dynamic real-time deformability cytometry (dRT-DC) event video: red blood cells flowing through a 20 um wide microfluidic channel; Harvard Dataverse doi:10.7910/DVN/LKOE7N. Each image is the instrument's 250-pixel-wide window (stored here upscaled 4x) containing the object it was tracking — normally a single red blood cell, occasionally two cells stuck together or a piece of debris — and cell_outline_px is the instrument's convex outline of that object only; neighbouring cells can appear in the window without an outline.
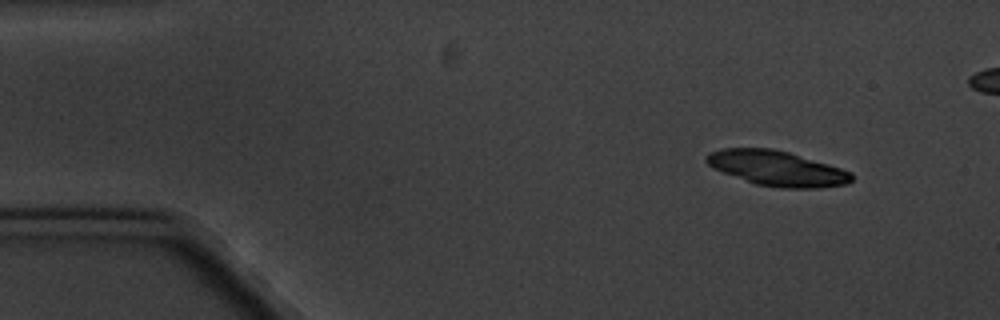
{"species": "common noctule bat (a hibernating species)", "species_latin": "Nyctalus noctula", "temperature_condition": "cold", "stored_images_in_passage": 5, "camera_frame_rate_fps": 3000, "um_per_image_px": 0.085, "animal": {"sex": "male", "body_mass_g": 20.1, "forearm_length_mm": 53.5}, "frame": {"image": 1, "passage_image": 1, "time_ms": 0.0, "image_size_px": [1000, 320], "cell_outline_px": [[852, 180], [848, 184], [820, 188], [780, 188], [756, 184], [712, 168], [704, 160], [712, 152], [724, 148], [772, 148], [788, 152], [828, 164], [852, 172]], "centroid_in_image_um": [66.07, 14.32], "position_along_channel_um": 18.9, "area_um2": 29.42}}